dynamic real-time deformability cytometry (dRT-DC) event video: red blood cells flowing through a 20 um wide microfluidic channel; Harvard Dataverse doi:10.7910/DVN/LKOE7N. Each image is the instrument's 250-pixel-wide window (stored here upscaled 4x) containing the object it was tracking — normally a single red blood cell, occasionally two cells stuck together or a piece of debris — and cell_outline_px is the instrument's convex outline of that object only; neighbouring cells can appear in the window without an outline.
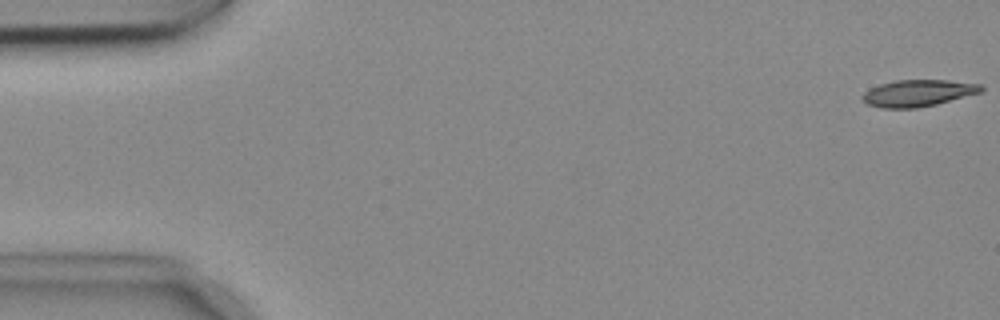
{"species": "common noctule bat (a hibernating species)", "species_latin": "Nyctalus noctula", "temperature_condition": "cold", "stored_images_in_passage": 54, "camera_frame_rate_fps": 3000, "um_per_image_px": 0.085, "animal": {"sex": "female", "body_mass_g": 18.4}, "frame": {"image": 1, "passage_image": 1, "time_ms": 0.0, "image_size_px": [1000, 320], "cell_outline_px": [[984, 88], [980, 92], [936, 104], [916, 108], [880, 108], [868, 104], [860, 100], [860, 96], [868, 88], [880, 84], [896, 80], [948, 80], [984, 84]], "centroid_in_image_um": [77.98, 7.91], "position_along_channel_um": 7.0, "area_um2": 18.61}}
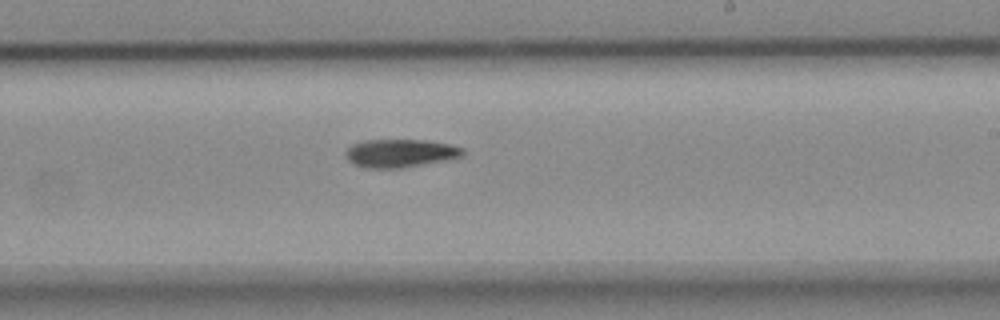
{"frame": {"image": 2, "passage_image": 32, "time_ms": 10.333, "image_size_px": [1000, 320], "cell_outline_px": [[464, 156], [448, 160], [400, 168], [364, 168], [352, 164], [348, 160], [344, 152], [352, 144], [364, 140], [424, 140], [452, 144], [464, 148]], "centroid_in_image_um": [34.03, 13.02], "position_along_channel_um": 255.0, "area_um2": 19.48}}
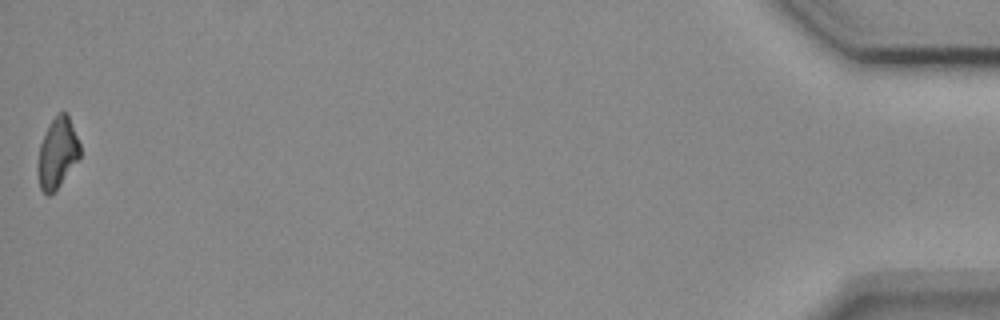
{"frame": {"image": 3, "passage_image": 54, "time_ms": 17.667, "image_size_px": [1000, 320], "cell_outline_px": [[80, 156], [60, 184], [48, 196], [40, 188], [36, 168], [36, 164], [40, 144], [48, 124], [60, 112], [68, 112], [80, 144]], "centroid_in_image_um": [4.85, 12.98], "position_along_channel_um": 430.3, "area_um2": 17.28}, "authors_computed_cell_mechanics": {"area_um2": 18.9584, "velocity_mm_per_s": 3.7191, "shape_relaxation_time_tau1_ms": 5.5887, "shape_relaxation_time_tau2_ms": null, "deformation_change_tau1": 0.1388, "deformation_change_tau2": null}}